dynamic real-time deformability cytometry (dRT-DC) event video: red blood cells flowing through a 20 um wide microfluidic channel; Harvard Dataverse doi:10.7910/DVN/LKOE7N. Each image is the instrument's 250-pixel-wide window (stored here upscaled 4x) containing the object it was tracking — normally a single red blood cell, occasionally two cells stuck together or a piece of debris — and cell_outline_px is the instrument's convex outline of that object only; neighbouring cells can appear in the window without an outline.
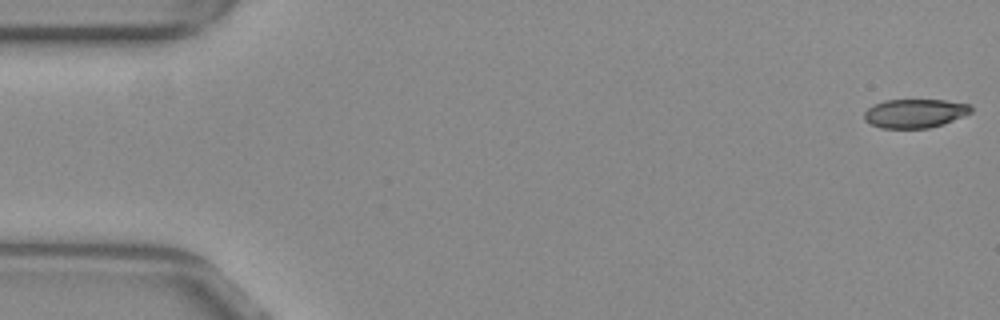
{"species": "common noctule bat (a hibernating species)", "species_latin": "Nyctalus noctula", "temperature_condition": "warm", "stored_images_in_passage": 53, "camera_frame_rate_fps": 3000, "um_per_image_px": 0.085, "animal": {"sex": "female", "body_mass_g": 29.2, "forearm_length_mm": 56.3}, "frame": {"image": 1, "passage_image": 1, "time_ms": 0.0, "image_size_px": [1000, 320], "cell_outline_px": [[972, 112], [952, 120], [928, 128], [880, 128], [864, 120], [864, 112], [872, 104], [884, 100], [944, 100], [968, 104], [972, 108]], "centroid_in_image_um": [77.71, 9.62], "position_along_channel_um": 7.3, "area_um2": 17.8}}
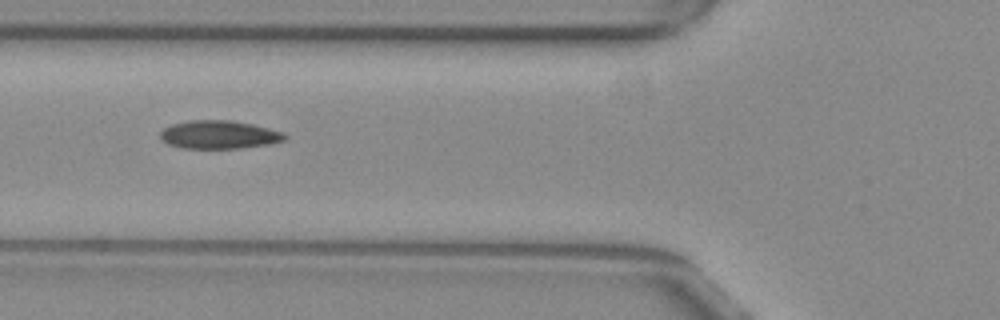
{"frame": {"image": 2, "passage_image": 20, "time_ms": 6.333, "image_size_px": [1000, 320], "cell_outline_px": [[288, 136], [284, 140], [272, 144], [240, 148], [180, 148], [168, 144], [160, 140], [160, 132], [164, 128], [172, 124], [188, 120], [232, 120], [252, 124], [284, 132]], "centroid_in_image_um": [18.62, 11.45], "position_along_channel_um": 107.2, "area_um2": 20.69}}
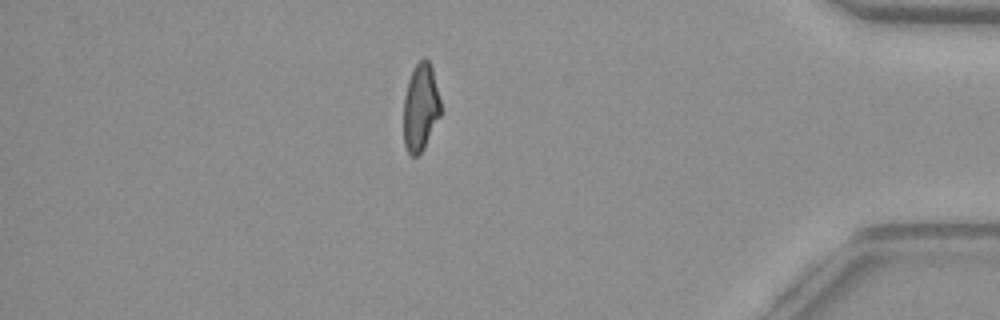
{"frame": {"image": 3, "passage_image": 46, "time_ms": 15.0, "image_size_px": [1000, 320], "cell_outline_px": [[440, 116], [424, 148], [416, 156], [412, 156], [408, 152], [404, 144], [404, 96], [408, 80], [416, 64], [424, 56], [428, 60], [432, 68], [440, 100]], "centroid_in_image_um": [35.74, 9.12], "position_along_channel_um": 399.5, "area_um2": 18.73}, "authors_computed_cell_mechanics": {"area_um2": 19.7676, "velocity_mm_per_s": 3.8598, "shape_relaxation_time_tau1_ms": 9.3611, "shape_relaxation_time_tau2_ms": 2.8485, "deformation_change_tau1": 0.2265, "deformation_change_tau2": 0.0892}}